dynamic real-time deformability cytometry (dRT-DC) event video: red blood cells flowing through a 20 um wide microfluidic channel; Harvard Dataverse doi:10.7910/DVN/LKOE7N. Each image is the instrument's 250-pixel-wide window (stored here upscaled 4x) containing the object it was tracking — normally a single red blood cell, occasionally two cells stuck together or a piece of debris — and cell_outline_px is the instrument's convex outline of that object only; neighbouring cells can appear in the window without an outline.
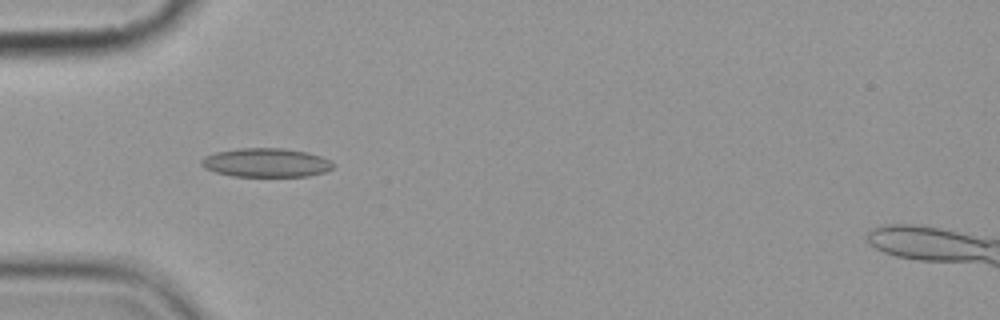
{"species": "common noctule bat (a hibernating species)", "species_latin": "Nyctalus noctula", "temperature_condition": "cold", "stored_images_in_passage": 6, "camera_frame_rate_fps": 3000, "um_per_image_px": 0.085, "animal": {"sex": "female", "body_mass_g": 19.9}, "frame": {"image": 1, "passage_image": 5, "time_ms": 5.667, "image_size_px": [1000, 320], "cell_outline_px": [[336, 164], [332, 168], [324, 172], [308, 176], [232, 176], [216, 172], [204, 168], [200, 164], [200, 160], [204, 156], [216, 152], [240, 148], [284, 148], [304, 152], [320, 156], [332, 160]], "centroid_in_image_um": [22.61, 13.82], "position_along_channel_um": 62.4, "area_um2": 22.2}}
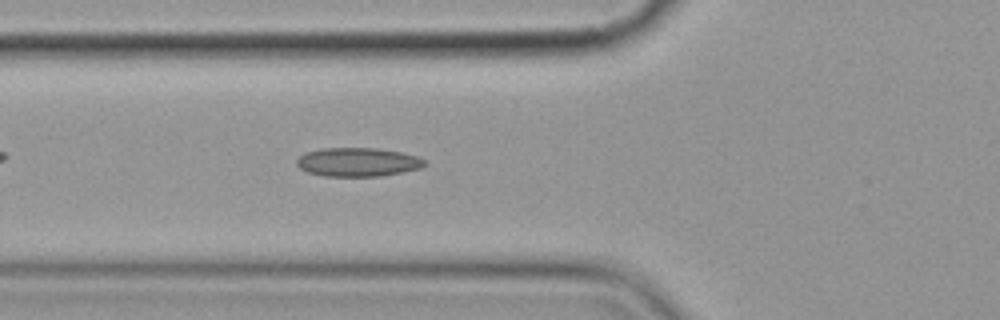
{"frame": {"image": 2, "passage_image": 6, "time_ms": 6.667, "image_size_px": [1000, 320], "cell_outline_px": [[428, 164], [420, 168], [380, 176], [324, 176], [308, 172], [300, 168], [296, 164], [296, 160], [304, 152], [320, 148], [376, 148], [400, 152], [416, 156], [424, 160]], "centroid_in_image_um": [30.38, 13.77], "position_along_channel_um": 95.4, "area_um2": 21.39}}